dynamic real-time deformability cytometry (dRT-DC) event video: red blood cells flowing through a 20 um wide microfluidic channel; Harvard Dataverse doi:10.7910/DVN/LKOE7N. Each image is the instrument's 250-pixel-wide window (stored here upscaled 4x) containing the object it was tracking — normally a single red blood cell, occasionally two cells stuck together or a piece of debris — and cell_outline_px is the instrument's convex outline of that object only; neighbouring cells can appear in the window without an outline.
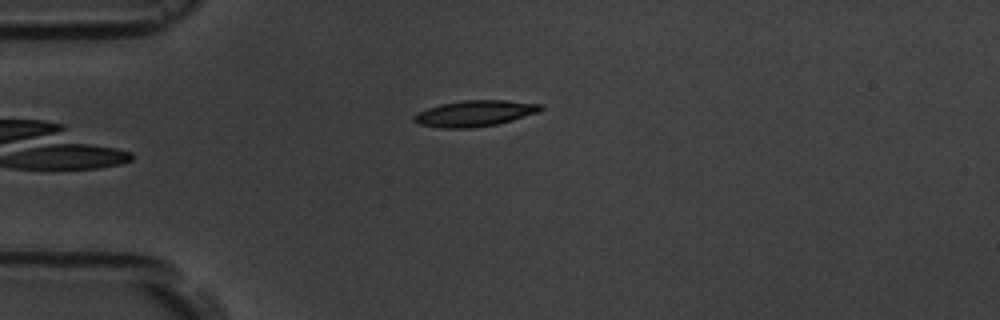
{"species": "common noctule bat (a hibernating species)", "species_latin": "Nyctalus noctula", "temperature_condition": "room temperature", "stored_images_in_passage": 6, "camera_frame_rate_fps": 3000, "um_per_image_px": 0.085, "animal": {"sex": "male", "body_mass_g": 19.5, "forearm_length_mm": 54.6}, "frame": {"image": 1, "passage_image": 6, "time_ms": 5.667, "image_size_px": [1000, 320], "cell_outline_px": [[544, 108], [540, 112], [512, 120], [496, 124], [472, 128], [440, 128], [420, 124], [412, 120], [412, 116], [416, 112], [440, 104], [464, 100], [504, 100], [544, 104]], "centroid_in_image_um": [40.36, 9.63], "position_along_channel_um": 44.6, "area_um2": 19.36}}